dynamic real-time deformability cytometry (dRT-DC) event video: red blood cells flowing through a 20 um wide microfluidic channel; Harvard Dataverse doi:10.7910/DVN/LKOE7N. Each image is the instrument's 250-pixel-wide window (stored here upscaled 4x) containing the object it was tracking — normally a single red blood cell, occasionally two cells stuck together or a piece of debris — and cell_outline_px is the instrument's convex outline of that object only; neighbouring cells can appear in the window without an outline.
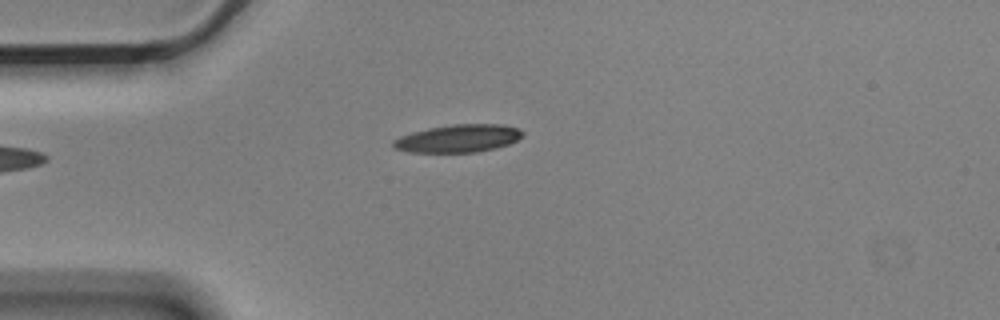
{"species": "Egyptian fruit bat (a non-hibernating species)", "species_latin": "Rousettus aegyptiacus", "temperature_condition": "cold", "stored_images_in_passage": 2, "camera_frame_rate_fps": 3000, "um_per_image_px": 0.085, "animal": {"sex": "male"}, "frame": {"image": 1, "passage_image": 2, "time_ms": 0.333, "image_size_px": [1000, 320], "cell_outline_px": [[524, 136], [508, 144], [496, 148], [476, 152], [408, 152], [396, 148], [392, 144], [392, 140], [400, 136], [412, 132], [428, 128], [452, 124], [504, 124], [520, 128], [524, 132]], "centroid_in_image_um": [38.98, 11.75], "position_along_channel_um": 46.0, "area_um2": 21.04}}